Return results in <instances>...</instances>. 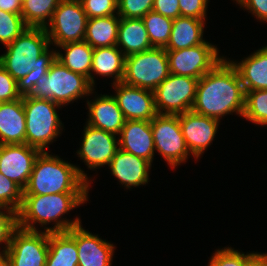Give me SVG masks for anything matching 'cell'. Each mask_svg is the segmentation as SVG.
<instances>
[{
    "mask_svg": "<svg viewBox=\"0 0 267 266\" xmlns=\"http://www.w3.org/2000/svg\"><path fill=\"white\" fill-rule=\"evenodd\" d=\"M50 40L43 27H27L0 56V65L17 81L21 96L29 95L44 79L57 52L49 53Z\"/></svg>",
    "mask_w": 267,
    "mask_h": 266,
    "instance_id": "1",
    "label": "cell"
},
{
    "mask_svg": "<svg viewBox=\"0 0 267 266\" xmlns=\"http://www.w3.org/2000/svg\"><path fill=\"white\" fill-rule=\"evenodd\" d=\"M244 109L245 91L240 75L233 63L223 58L198 80L191 110L220 120L231 112L243 117Z\"/></svg>",
    "mask_w": 267,
    "mask_h": 266,
    "instance_id": "2",
    "label": "cell"
},
{
    "mask_svg": "<svg viewBox=\"0 0 267 266\" xmlns=\"http://www.w3.org/2000/svg\"><path fill=\"white\" fill-rule=\"evenodd\" d=\"M88 193H57L49 195H23L22 205L17 212L18 227L28 231H37L34 224L42 226L56 222L46 232H68L72 227L81 224L79 218L74 221L60 220L63 214L83 204Z\"/></svg>",
    "mask_w": 267,
    "mask_h": 266,
    "instance_id": "3",
    "label": "cell"
},
{
    "mask_svg": "<svg viewBox=\"0 0 267 266\" xmlns=\"http://www.w3.org/2000/svg\"><path fill=\"white\" fill-rule=\"evenodd\" d=\"M87 174L57 156L40 152L23 195L88 193Z\"/></svg>",
    "mask_w": 267,
    "mask_h": 266,
    "instance_id": "4",
    "label": "cell"
},
{
    "mask_svg": "<svg viewBox=\"0 0 267 266\" xmlns=\"http://www.w3.org/2000/svg\"><path fill=\"white\" fill-rule=\"evenodd\" d=\"M89 79L72 72L57 59L51 64L47 75L29 94L36 99L51 100L60 106L92 93Z\"/></svg>",
    "mask_w": 267,
    "mask_h": 266,
    "instance_id": "5",
    "label": "cell"
},
{
    "mask_svg": "<svg viewBox=\"0 0 267 266\" xmlns=\"http://www.w3.org/2000/svg\"><path fill=\"white\" fill-rule=\"evenodd\" d=\"M26 118V144L41 152L60 134L62 123L56 112L59 104L51 100L36 99L31 95L23 96Z\"/></svg>",
    "mask_w": 267,
    "mask_h": 266,
    "instance_id": "6",
    "label": "cell"
},
{
    "mask_svg": "<svg viewBox=\"0 0 267 266\" xmlns=\"http://www.w3.org/2000/svg\"><path fill=\"white\" fill-rule=\"evenodd\" d=\"M167 52L162 47H152L125 57L122 83L154 91L168 76Z\"/></svg>",
    "mask_w": 267,
    "mask_h": 266,
    "instance_id": "7",
    "label": "cell"
},
{
    "mask_svg": "<svg viewBox=\"0 0 267 266\" xmlns=\"http://www.w3.org/2000/svg\"><path fill=\"white\" fill-rule=\"evenodd\" d=\"M87 20L80 0H61L45 27L50 44L84 41Z\"/></svg>",
    "mask_w": 267,
    "mask_h": 266,
    "instance_id": "8",
    "label": "cell"
},
{
    "mask_svg": "<svg viewBox=\"0 0 267 266\" xmlns=\"http://www.w3.org/2000/svg\"><path fill=\"white\" fill-rule=\"evenodd\" d=\"M198 80L170 73L154 90L157 114L179 115L190 111L196 98Z\"/></svg>",
    "mask_w": 267,
    "mask_h": 266,
    "instance_id": "9",
    "label": "cell"
},
{
    "mask_svg": "<svg viewBox=\"0 0 267 266\" xmlns=\"http://www.w3.org/2000/svg\"><path fill=\"white\" fill-rule=\"evenodd\" d=\"M154 147L174 168L185 162L190 151L183 137L179 115L157 114L151 120Z\"/></svg>",
    "mask_w": 267,
    "mask_h": 266,
    "instance_id": "10",
    "label": "cell"
},
{
    "mask_svg": "<svg viewBox=\"0 0 267 266\" xmlns=\"http://www.w3.org/2000/svg\"><path fill=\"white\" fill-rule=\"evenodd\" d=\"M166 52L171 74L197 79L223 59L218 57L217 48L206 41L194 47Z\"/></svg>",
    "mask_w": 267,
    "mask_h": 266,
    "instance_id": "11",
    "label": "cell"
},
{
    "mask_svg": "<svg viewBox=\"0 0 267 266\" xmlns=\"http://www.w3.org/2000/svg\"><path fill=\"white\" fill-rule=\"evenodd\" d=\"M49 233L17 228L6 253L12 266H45L48 255Z\"/></svg>",
    "mask_w": 267,
    "mask_h": 266,
    "instance_id": "12",
    "label": "cell"
},
{
    "mask_svg": "<svg viewBox=\"0 0 267 266\" xmlns=\"http://www.w3.org/2000/svg\"><path fill=\"white\" fill-rule=\"evenodd\" d=\"M40 152L26 143L0 145V173L24 190Z\"/></svg>",
    "mask_w": 267,
    "mask_h": 266,
    "instance_id": "13",
    "label": "cell"
},
{
    "mask_svg": "<svg viewBox=\"0 0 267 266\" xmlns=\"http://www.w3.org/2000/svg\"><path fill=\"white\" fill-rule=\"evenodd\" d=\"M79 157L90 169L110 164L119 143L115 134L86 125Z\"/></svg>",
    "mask_w": 267,
    "mask_h": 266,
    "instance_id": "14",
    "label": "cell"
},
{
    "mask_svg": "<svg viewBox=\"0 0 267 266\" xmlns=\"http://www.w3.org/2000/svg\"><path fill=\"white\" fill-rule=\"evenodd\" d=\"M116 90L113 96L126 120L151 121L156 115L154 91L126 85L113 84Z\"/></svg>",
    "mask_w": 267,
    "mask_h": 266,
    "instance_id": "15",
    "label": "cell"
},
{
    "mask_svg": "<svg viewBox=\"0 0 267 266\" xmlns=\"http://www.w3.org/2000/svg\"><path fill=\"white\" fill-rule=\"evenodd\" d=\"M218 119L200 115L192 110L179 114V123L188 150L197 159L212 142L218 128Z\"/></svg>",
    "mask_w": 267,
    "mask_h": 266,
    "instance_id": "16",
    "label": "cell"
},
{
    "mask_svg": "<svg viewBox=\"0 0 267 266\" xmlns=\"http://www.w3.org/2000/svg\"><path fill=\"white\" fill-rule=\"evenodd\" d=\"M78 249V266H111L114 246L82 228L81 224L67 232Z\"/></svg>",
    "mask_w": 267,
    "mask_h": 266,
    "instance_id": "17",
    "label": "cell"
},
{
    "mask_svg": "<svg viewBox=\"0 0 267 266\" xmlns=\"http://www.w3.org/2000/svg\"><path fill=\"white\" fill-rule=\"evenodd\" d=\"M119 135L120 149L152 163L155 147L151 121L126 120Z\"/></svg>",
    "mask_w": 267,
    "mask_h": 266,
    "instance_id": "18",
    "label": "cell"
},
{
    "mask_svg": "<svg viewBox=\"0 0 267 266\" xmlns=\"http://www.w3.org/2000/svg\"><path fill=\"white\" fill-rule=\"evenodd\" d=\"M109 167L119 182L130 188V186L136 187L148 183V170L151 167V163L118 148Z\"/></svg>",
    "mask_w": 267,
    "mask_h": 266,
    "instance_id": "19",
    "label": "cell"
},
{
    "mask_svg": "<svg viewBox=\"0 0 267 266\" xmlns=\"http://www.w3.org/2000/svg\"><path fill=\"white\" fill-rule=\"evenodd\" d=\"M89 119L87 124L113 134H120L126 119L113 95H101L88 102Z\"/></svg>",
    "mask_w": 267,
    "mask_h": 266,
    "instance_id": "20",
    "label": "cell"
},
{
    "mask_svg": "<svg viewBox=\"0 0 267 266\" xmlns=\"http://www.w3.org/2000/svg\"><path fill=\"white\" fill-rule=\"evenodd\" d=\"M26 143V118L23 96L0 103V145Z\"/></svg>",
    "mask_w": 267,
    "mask_h": 266,
    "instance_id": "21",
    "label": "cell"
},
{
    "mask_svg": "<svg viewBox=\"0 0 267 266\" xmlns=\"http://www.w3.org/2000/svg\"><path fill=\"white\" fill-rule=\"evenodd\" d=\"M232 63L240 75L244 91L267 90V46L238 64Z\"/></svg>",
    "mask_w": 267,
    "mask_h": 266,
    "instance_id": "22",
    "label": "cell"
},
{
    "mask_svg": "<svg viewBox=\"0 0 267 266\" xmlns=\"http://www.w3.org/2000/svg\"><path fill=\"white\" fill-rule=\"evenodd\" d=\"M204 20L179 16L173 19L170 40L166 51H175L194 47L205 42L203 40Z\"/></svg>",
    "mask_w": 267,
    "mask_h": 266,
    "instance_id": "23",
    "label": "cell"
},
{
    "mask_svg": "<svg viewBox=\"0 0 267 266\" xmlns=\"http://www.w3.org/2000/svg\"><path fill=\"white\" fill-rule=\"evenodd\" d=\"M124 48L125 57L151 49L153 46L148 37L142 18H121L118 27L116 46Z\"/></svg>",
    "mask_w": 267,
    "mask_h": 266,
    "instance_id": "24",
    "label": "cell"
},
{
    "mask_svg": "<svg viewBox=\"0 0 267 266\" xmlns=\"http://www.w3.org/2000/svg\"><path fill=\"white\" fill-rule=\"evenodd\" d=\"M58 47L65 50V55L57 52L56 59L72 72L87 77L90 84L94 86V76L91 74L94 49L85 40L69 42Z\"/></svg>",
    "mask_w": 267,
    "mask_h": 266,
    "instance_id": "25",
    "label": "cell"
},
{
    "mask_svg": "<svg viewBox=\"0 0 267 266\" xmlns=\"http://www.w3.org/2000/svg\"><path fill=\"white\" fill-rule=\"evenodd\" d=\"M117 16L89 18L86 24L84 40L93 49L116 45L121 19L119 15Z\"/></svg>",
    "mask_w": 267,
    "mask_h": 266,
    "instance_id": "26",
    "label": "cell"
},
{
    "mask_svg": "<svg viewBox=\"0 0 267 266\" xmlns=\"http://www.w3.org/2000/svg\"><path fill=\"white\" fill-rule=\"evenodd\" d=\"M76 241L67 232L49 233L45 266H78Z\"/></svg>",
    "mask_w": 267,
    "mask_h": 266,
    "instance_id": "27",
    "label": "cell"
},
{
    "mask_svg": "<svg viewBox=\"0 0 267 266\" xmlns=\"http://www.w3.org/2000/svg\"><path fill=\"white\" fill-rule=\"evenodd\" d=\"M125 55L116 45L94 48L91 71L103 76H114L113 84L122 82L124 76Z\"/></svg>",
    "mask_w": 267,
    "mask_h": 266,
    "instance_id": "28",
    "label": "cell"
},
{
    "mask_svg": "<svg viewBox=\"0 0 267 266\" xmlns=\"http://www.w3.org/2000/svg\"><path fill=\"white\" fill-rule=\"evenodd\" d=\"M61 0H23L21 16L28 27H43L50 22Z\"/></svg>",
    "mask_w": 267,
    "mask_h": 266,
    "instance_id": "29",
    "label": "cell"
},
{
    "mask_svg": "<svg viewBox=\"0 0 267 266\" xmlns=\"http://www.w3.org/2000/svg\"><path fill=\"white\" fill-rule=\"evenodd\" d=\"M153 47L165 48L170 40L173 19L151 10L142 18Z\"/></svg>",
    "mask_w": 267,
    "mask_h": 266,
    "instance_id": "30",
    "label": "cell"
},
{
    "mask_svg": "<svg viewBox=\"0 0 267 266\" xmlns=\"http://www.w3.org/2000/svg\"><path fill=\"white\" fill-rule=\"evenodd\" d=\"M243 117L255 124L267 125V90L245 91Z\"/></svg>",
    "mask_w": 267,
    "mask_h": 266,
    "instance_id": "31",
    "label": "cell"
},
{
    "mask_svg": "<svg viewBox=\"0 0 267 266\" xmlns=\"http://www.w3.org/2000/svg\"><path fill=\"white\" fill-rule=\"evenodd\" d=\"M27 27L21 14L0 10V41L5 46L12 43Z\"/></svg>",
    "mask_w": 267,
    "mask_h": 266,
    "instance_id": "32",
    "label": "cell"
},
{
    "mask_svg": "<svg viewBox=\"0 0 267 266\" xmlns=\"http://www.w3.org/2000/svg\"><path fill=\"white\" fill-rule=\"evenodd\" d=\"M24 190L15 182L0 173V205L16 212L20 209Z\"/></svg>",
    "mask_w": 267,
    "mask_h": 266,
    "instance_id": "33",
    "label": "cell"
},
{
    "mask_svg": "<svg viewBox=\"0 0 267 266\" xmlns=\"http://www.w3.org/2000/svg\"><path fill=\"white\" fill-rule=\"evenodd\" d=\"M154 0H119L116 12L120 18H143L153 9Z\"/></svg>",
    "mask_w": 267,
    "mask_h": 266,
    "instance_id": "34",
    "label": "cell"
},
{
    "mask_svg": "<svg viewBox=\"0 0 267 266\" xmlns=\"http://www.w3.org/2000/svg\"><path fill=\"white\" fill-rule=\"evenodd\" d=\"M87 18H100L115 15L118 10L116 0H80Z\"/></svg>",
    "mask_w": 267,
    "mask_h": 266,
    "instance_id": "35",
    "label": "cell"
},
{
    "mask_svg": "<svg viewBox=\"0 0 267 266\" xmlns=\"http://www.w3.org/2000/svg\"><path fill=\"white\" fill-rule=\"evenodd\" d=\"M1 209L7 211L3 212ZM17 228V212L9 207L0 205V244H2V242L6 244L5 250H7L12 234Z\"/></svg>",
    "mask_w": 267,
    "mask_h": 266,
    "instance_id": "36",
    "label": "cell"
},
{
    "mask_svg": "<svg viewBox=\"0 0 267 266\" xmlns=\"http://www.w3.org/2000/svg\"><path fill=\"white\" fill-rule=\"evenodd\" d=\"M246 255L231 247L217 250L211 258L209 266H245Z\"/></svg>",
    "mask_w": 267,
    "mask_h": 266,
    "instance_id": "37",
    "label": "cell"
},
{
    "mask_svg": "<svg viewBox=\"0 0 267 266\" xmlns=\"http://www.w3.org/2000/svg\"><path fill=\"white\" fill-rule=\"evenodd\" d=\"M21 97L17 90V81L0 65V103L15 101Z\"/></svg>",
    "mask_w": 267,
    "mask_h": 266,
    "instance_id": "38",
    "label": "cell"
},
{
    "mask_svg": "<svg viewBox=\"0 0 267 266\" xmlns=\"http://www.w3.org/2000/svg\"><path fill=\"white\" fill-rule=\"evenodd\" d=\"M208 0H179L180 16L205 20Z\"/></svg>",
    "mask_w": 267,
    "mask_h": 266,
    "instance_id": "39",
    "label": "cell"
},
{
    "mask_svg": "<svg viewBox=\"0 0 267 266\" xmlns=\"http://www.w3.org/2000/svg\"><path fill=\"white\" fill-rule=\"evenodd\" d=\"M152 10L162 16L176 19L180 16L179 0H154Z\"/></svg>",
    "mask_w": 267,
    "mask_h": 266,
    "instance_id": "40",
    "label": "cell"
},
{
    "mask_svg": "<svg viewBox=\"0 0 267 266\" xmlns=\"http://www.w3.org/2000/svg\"><path fill=\"white\" fill-rule=\"evenodd\" d=\"M245 9L250 10L260 21L267 22V0H236Z\"/></svg>",
    "mask_w": 267,
    "mask_h": 266,
    "instance_id": "41",
    "label": "cell"
},
{
    "mask_svg": "<svg viewBox=\"0 0 267 266\" xmlns=\"http://www.w3.org/2000/svg\"><path fill=\"white\" fill-rule=\"evenodd\" d=\"M0 10L15 14H21L22 1L21 0H0Z\"/></svg>",
    "mask_w": 267,
    "mask_h": 266,
    "instance_id": "42",
    "label": "cell"
},
{
    "mask_svg": "<svg viewBox=\"0 0 267 266\" xmlns=\"http://www.w3.org/2000/svg\"><path fill=\"white\" fill-rule=\"evenodd\" d=\"M245 266H267V254H246Z\"/></svg>",
    "mask_w": 267,
    "mask_h": 266,
    "instance_id": "43",
    "label": "cell"
},
{
    "mask_svg": "<svg viewBox=\"0 0 267 266\" xmlns=\"http://www.w3.org/2000/svg\"><path fill=\"white\" fill-rule=\"evenodd\" d=\"M0 266H12L11 260L6 253H0Z\"/></svg>",
    "mask_w": 267,
    "mask_h": 266,
    "instance_id": "44",
    "label": "cell"
}]
</instances>
